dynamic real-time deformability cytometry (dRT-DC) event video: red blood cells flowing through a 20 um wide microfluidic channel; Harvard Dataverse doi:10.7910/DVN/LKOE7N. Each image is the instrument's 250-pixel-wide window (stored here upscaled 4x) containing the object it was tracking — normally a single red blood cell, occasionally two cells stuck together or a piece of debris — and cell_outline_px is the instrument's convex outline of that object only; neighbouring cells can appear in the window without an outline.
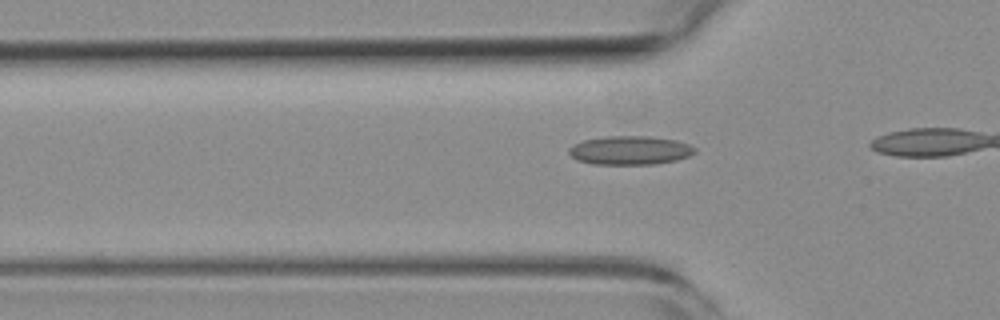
{"species": "common noctule bat (a hibernating species)", "species_latin": "Nyctalus noctula", "temperature_condition": "room temperature", "stored_images_in_passage": 8, "camera_frame_rate_fps": 3000, "um_per_image_px": 0.085, "animal": {"sex": "female", "body_mass_g": 19.3, "forearm_length_mm": 54.1}, "frame": {"image": 1, "passage_image": 3, "time_ms": 0.667, "image_size_px": [1000, 320], "cell_outline_px": [[696, 152], [688, 156], [676, 160], [656, 164], [592, 164], [576, 160], [568, 152], [568, 148], [572, 144], [584, 140], [604, 136], [648, 136], [676, 140], [688, 144], [696, 148]], "centroid_in_image_um": [53.52, 12.77], "position_along_channel_um": 72.3, "area_um2": 21.21}}
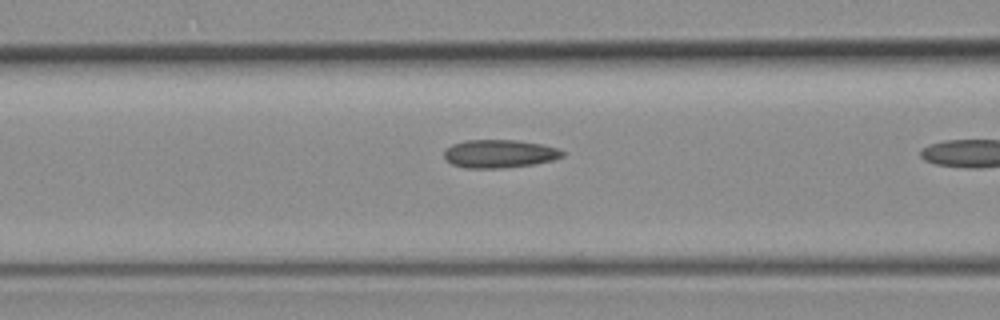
{"frame": {"image": 2, "passage_image": 7, "time_ms": 2.0, "image_size_px": [1000, 320], "cell_outline_px": [[564, 156], [552, 160], [536, 164], [504, 168], [464, 168], [452, 164], [444, 156], [444, 152], [452, 144], [464, 140], [516, 140], [540, 144], [560, 148], [564, 152]], "centroid_in_image_um": [42.47, 13.07], "position_along_channel_um": 124.1, "area_um2": 19.48}}